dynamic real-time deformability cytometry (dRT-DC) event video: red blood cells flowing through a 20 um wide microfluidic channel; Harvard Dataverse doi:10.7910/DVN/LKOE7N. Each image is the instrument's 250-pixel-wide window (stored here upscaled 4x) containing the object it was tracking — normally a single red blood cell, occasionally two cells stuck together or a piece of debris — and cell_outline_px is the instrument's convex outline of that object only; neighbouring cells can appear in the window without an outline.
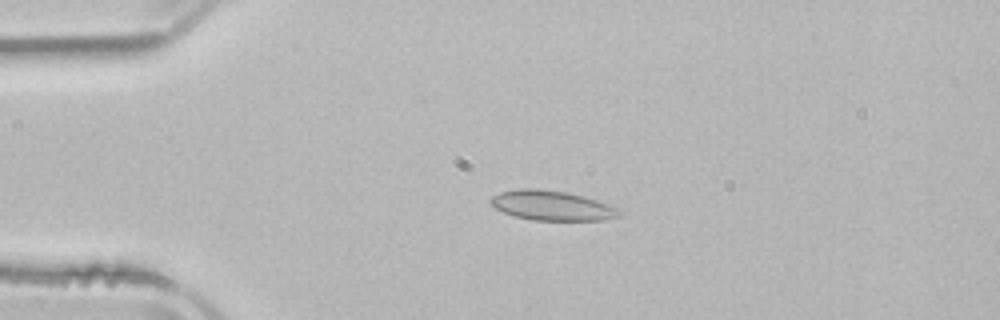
{"species": "common noctule bat (a hibernating species)", "species_latin": "Nyctalus noctula", "temperature_condition": "room temperature", "stored_images_in_passage": 5, "camera_frame_rate_fps": 3000, "um_per_image_px": 0.085, "animal": {"sex": "male", "body_mass_g": 21.5, "forearm_length_mm": 52.0}, "frame": {"image": 1, "passage_image": 3, "time_ms": 2.333, "image_size_px": [1000, 320], "cell_outline_px": [[624, 212], [620, 216], [604, 220], [532, 220], [516, 216], [504, 212], [496, 208], [488, 200], [492, 196], [500, 192], [520, 188], [540, 188], [568, 192], [584, 196], [620, 208]], "centroid_in_image_um": [46.95, 17.46], "position_along_channel_um": 38.0, "area_um2": 22.48}}
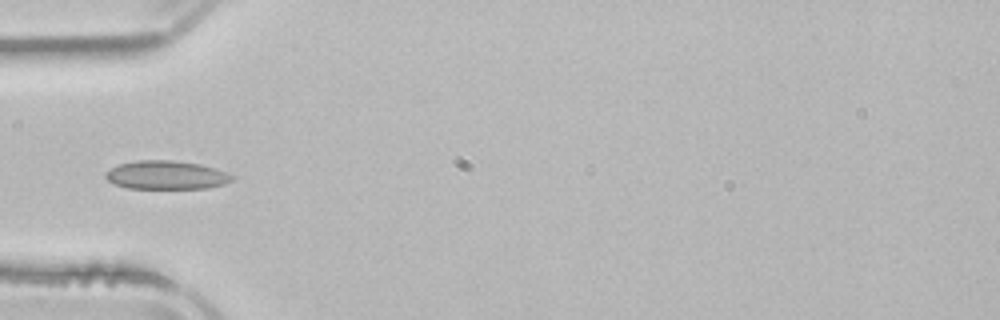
{"frame": {"image": 2, "passage_image": 4, "time_ms": 4.0, "image_size_px": [1000, 320], "cell_outline_px": [[236, 180], [224, 184], [208, 188], [128, 188], [116, 184], [108, 180], [104, 176], [104, 172], [120, 164], [136, 160], [172, 160], [200, 164], [216, 168], [228, 172], [236, 176]], "centroid_in_image_um": [14.2, 14.87], "position_along_channel_um": 70.8, "area_um2": 21.21}}
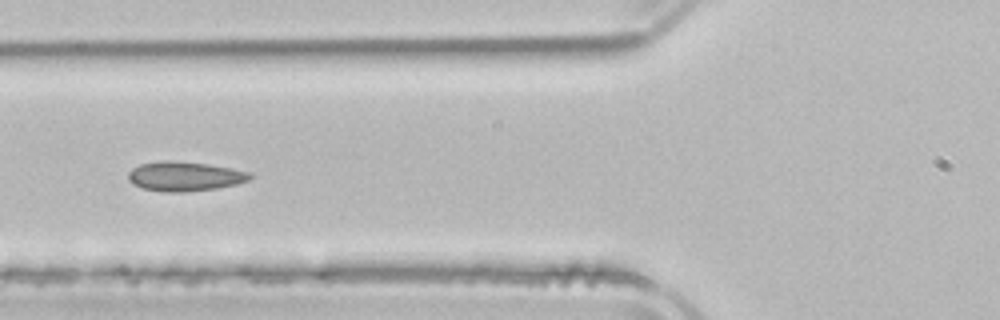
{"frame": {"image": 3, "passage_image": 5, "time_ms": 5.0, "image_size_px": [1000, 320], "cell_outline_px": [[252, 176], [248, 180], [236, 184], [216, 188], [184, 192], [164, 192], [144, 188], [132, 184], [128, 180], [128, 172], [132, 168], [140, 164], [164, 160], [172, 160], [208, 164], [248, 172]], "centroid_in_image_um": [15.64, 14.98], "position_along_channel_um": 110.2, "area_um2": 20.75}}